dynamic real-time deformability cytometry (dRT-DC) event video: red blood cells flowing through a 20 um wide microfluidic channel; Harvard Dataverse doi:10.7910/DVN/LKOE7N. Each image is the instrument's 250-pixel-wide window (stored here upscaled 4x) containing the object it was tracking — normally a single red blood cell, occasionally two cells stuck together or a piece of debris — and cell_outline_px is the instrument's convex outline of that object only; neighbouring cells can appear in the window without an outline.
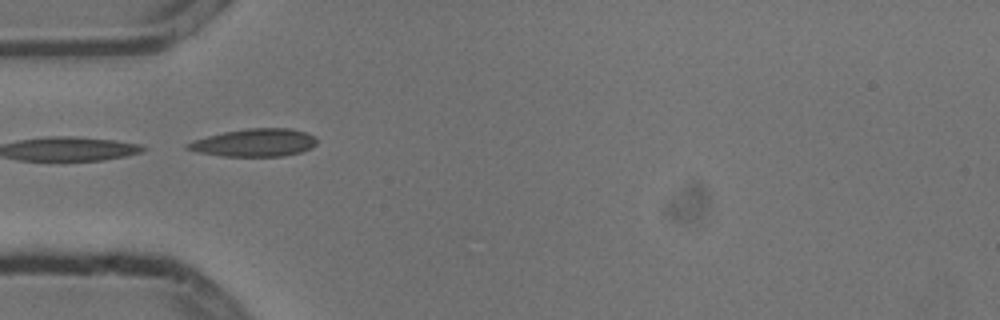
{"species": "common noctule bat (a hibernating species)", "species_latin": "Nyctalus noctula", "temperature_condition": "cold", "stored_images_in_passage": 6, "camera_frame_rate_fps": 3000, "um_per_image_px": 0.085, "animal": {"sex": "male", "body_mass_g": 13.3}, "frame": {"image": 1, "passage_image": 4, "time_ms": 1.0, "image_size_px": [1000, 320], "cell_outline_px": [[316, 144], [312, 148], [300, 152], [284, 156], [220, 156], [196, 152], [184, 148], [184, 144], [192, 140], [224, 132], [248, 128], [292, 128], [304, 132], [312, 136], [316, 140]], "centroid_in_image_um": [21.58, 12.13], "position_along_channel_um": 63.4, "area_um2": 20.98}}